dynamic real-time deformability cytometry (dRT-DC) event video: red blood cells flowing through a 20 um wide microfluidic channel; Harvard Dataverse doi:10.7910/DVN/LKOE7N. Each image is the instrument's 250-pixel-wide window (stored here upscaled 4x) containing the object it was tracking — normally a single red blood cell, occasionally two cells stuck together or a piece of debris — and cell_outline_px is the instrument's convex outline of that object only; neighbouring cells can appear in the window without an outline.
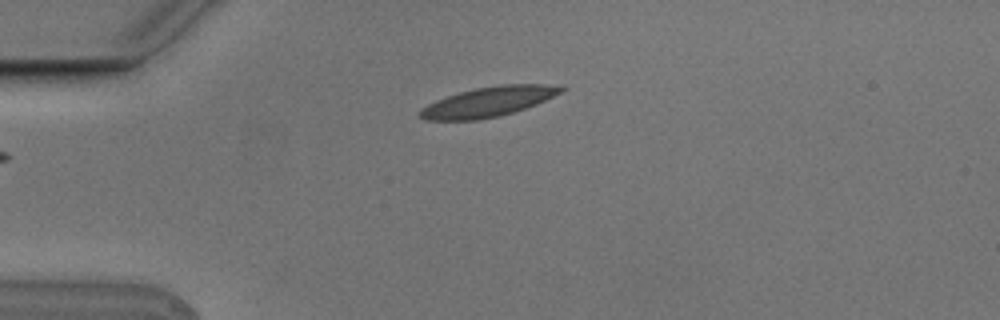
{"species": "Egyptian fruit bat (a non-hibernating species)", "species_latin": "Rousettus aegyptiacus", "temperature_condition": "cold", "stored_images_in_passage": 1, "camera_frame_rate_fps": 3000, "um_per_image_px": 0.085, "animal": {"sex": "male"}, "frame": {"image": 1, "passage_image": 1, "time_ms": 0.0, "image_size_px": [1000, 320], "cell_outline_px": [[568, 88], [536, 104], [500, 116], [480, 120], [424, 120], [420, 116], [420, 108], [436, 100], [460, 92], [476, 88], [500, 84], [564, 84]], "centroid_in_image_um": [41.54, 8.64], "position_along_channel_um": 43.5, "area_um2": 24.51}}